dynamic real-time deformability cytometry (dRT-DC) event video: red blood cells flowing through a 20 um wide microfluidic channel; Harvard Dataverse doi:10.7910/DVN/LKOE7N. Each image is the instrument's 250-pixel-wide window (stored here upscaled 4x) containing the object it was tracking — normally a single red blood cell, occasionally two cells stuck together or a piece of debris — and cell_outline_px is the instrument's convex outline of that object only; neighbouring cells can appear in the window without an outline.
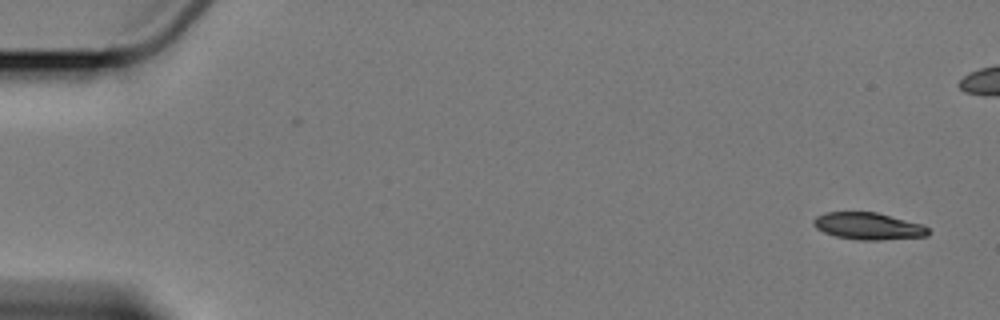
{"species": "Egyptian fruit bat (a non-hibernating species)", "species_latin": "Rousettus aegyptiacus", "temperature_condition": "cold", "stored_images_in_passage": 3, "camera_frame_rate_fps": 3000, "um_per_image_px": 0.085, "animal": {"sex": "female"}, "frame": {"image": 1, "passage_image": 3, "time_ms": 2.333, "image_size_px": [1000, 320], "cell_outline_px": [[928, 236], [880, 240], [860, 240], [836, 236], [824, 232], [816, 228], [812, 224], [812, 220], [816, 216], [824, 212], [876, 212], [920, 224], [928, 228]], "centroid_in_image_um": [73.75, 19.22], "position_along_channel_um": 11.3, "area_um2": 17.92}}